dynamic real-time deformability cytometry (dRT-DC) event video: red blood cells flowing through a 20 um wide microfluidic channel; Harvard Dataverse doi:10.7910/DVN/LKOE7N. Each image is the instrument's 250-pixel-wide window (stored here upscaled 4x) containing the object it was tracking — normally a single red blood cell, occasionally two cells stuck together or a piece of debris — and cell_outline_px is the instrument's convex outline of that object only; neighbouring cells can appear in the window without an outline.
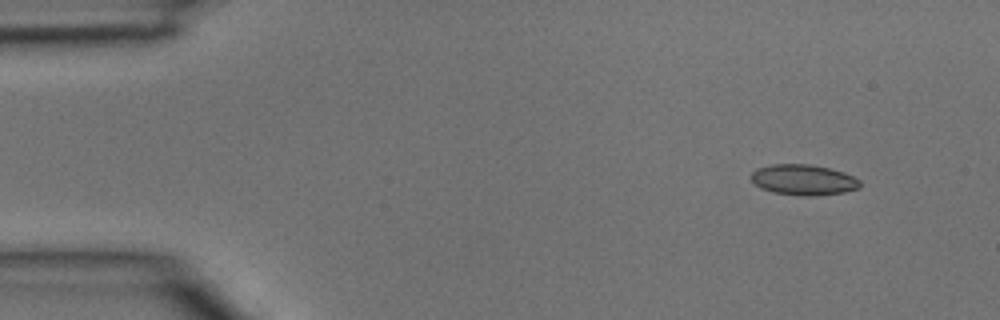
{"species": "common noctule bat (a hibernating species)", "species_latin": "Nyctalus noctula", "temperature_condition": "room temperature", "stored_images_in_passage": 4, "camera_frame_rate_fps": 3000, "um_per_image_px": 0.085, "animal": {"sex": "male", "body_mass_g": 15.6}, "frame": {"image": 1, "passage_image": 1, "time_ms": 0.0, "image_size_px": [1000, 320], "cell_outline_px": [[860, 188], [844, 192], [816, 196], [804, 196], [772, 192], [760, 188], [752, 180], [752, 172], [756, 168], [772, 164], [808, 164], [828, 168], [844, 172], [860, 180]], "centroid_in_image_um": [68.3, 15.29], "position_along_channel_um": 16.7, "area_um2": 19.42}}
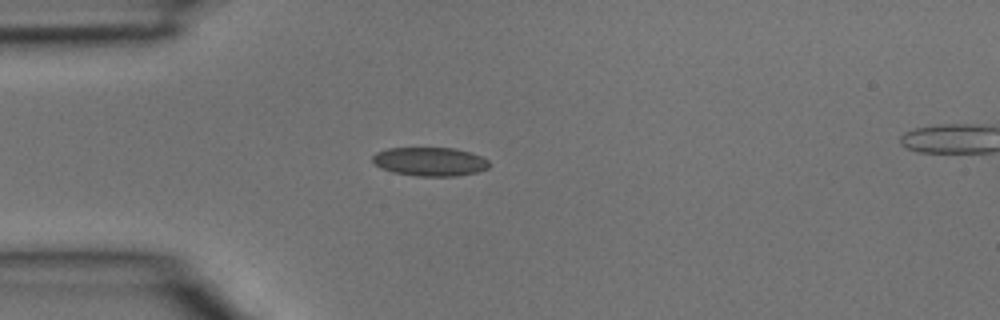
{"frame": {"image": 2, "passage_image": 3, "time_ms": 0.667, "image_size_px": [1000, 320], "cell_outline_px": [[492, 164], [488, 168], [476, 172], [456, 176], [416, 176], [392, 172], [376, 164], [372, 160], [372, 156], [376, 152], [388, 148], [456, 148], [472, 152], [488, 160]], "centroid_in_image_um": [36.58, 13.73], "position_along_channel_um": 48.4, "area_um2": 19.59}}